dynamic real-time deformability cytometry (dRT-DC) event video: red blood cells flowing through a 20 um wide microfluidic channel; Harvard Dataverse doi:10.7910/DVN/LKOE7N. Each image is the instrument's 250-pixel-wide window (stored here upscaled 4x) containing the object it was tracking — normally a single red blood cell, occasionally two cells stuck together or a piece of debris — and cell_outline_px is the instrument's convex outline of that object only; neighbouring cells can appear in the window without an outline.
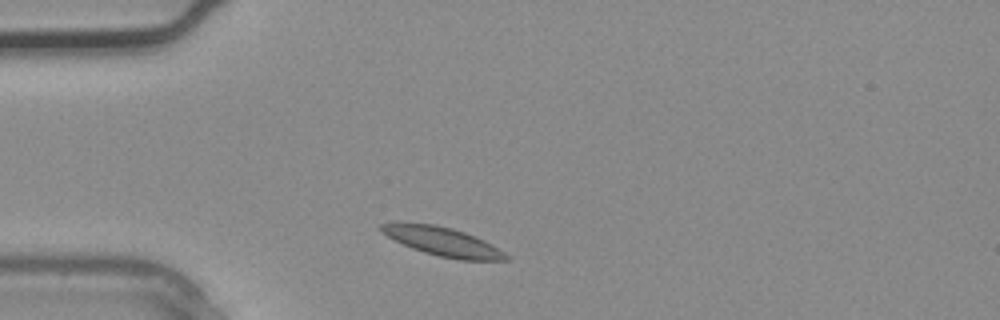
{"species": "common noctule bat (a hibernating species)", "species_latin": "Nyctalus noctula", "temperature_condition": "warm", "stored_images_in_passage": 1, "camera_frame_rate_fps": 3000, "um_per_image_px": 0.085, "animal": {"sex": "male", "body_mass_g": 20.4}, "frame": {"image": 1, "passage_image": 1, "time_ms": 0.0, "image_size_px": [1000, 320], "cell_outline_px": [[508, 260], [460, 260], [440, 256], [424, 252], [412, 248], [380, 232], [376, 228], [380, 224], [396, 220], [400, 220], [436, 224], [452, 228], [464, 232], [484, 240], [492, 244], [504, 252], [508, 256]], "centroid_in_image_um": [37.53, 20.48], "position_along_channel_um": 47.5, "area_um2": 21.33}}